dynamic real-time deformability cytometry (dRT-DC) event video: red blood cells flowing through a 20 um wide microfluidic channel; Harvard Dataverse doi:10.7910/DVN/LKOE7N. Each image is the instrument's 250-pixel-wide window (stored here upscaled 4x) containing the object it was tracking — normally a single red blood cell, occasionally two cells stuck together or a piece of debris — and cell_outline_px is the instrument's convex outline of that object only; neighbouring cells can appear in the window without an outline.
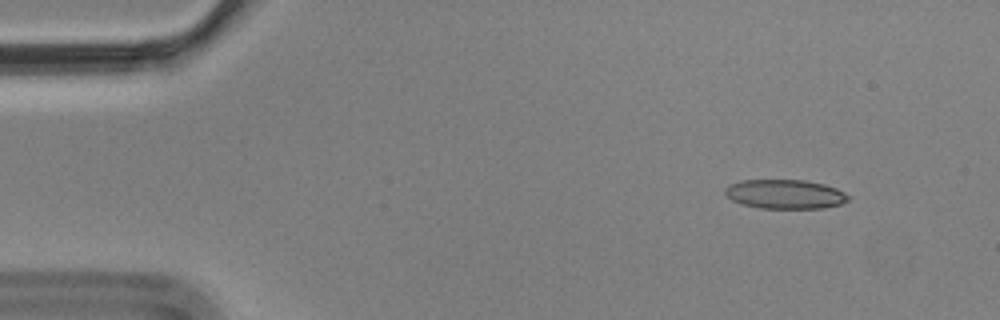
{"species": "Egyptian fruit bat (a non-hibernating species)", "species_latin": "Rousettus aegyptiacus", "temperature_condition": "cold", "stored_images_in_passage": 4, "camera_frame_rate_fps": 3000, "um_per_image_px": 0.085, "animal": {"sex": "male"}, "frame": {"image": 1, "passage_image": 2, "time_ms": 0.333, "image_size_px": [1000, 320], "cell_outline_px": [[852, 196], [848, 200], [840, 204], [824, 208], [760, 208], [740, 204], [732, 200], [724, 192], [724, 188], [740, 180], [804, 180], [824, 184], [836, 188]], "centroid_in_image_um": [66.74, 16.5], "position_along_channel_um": 18.3, "area_um2": 21.04}}
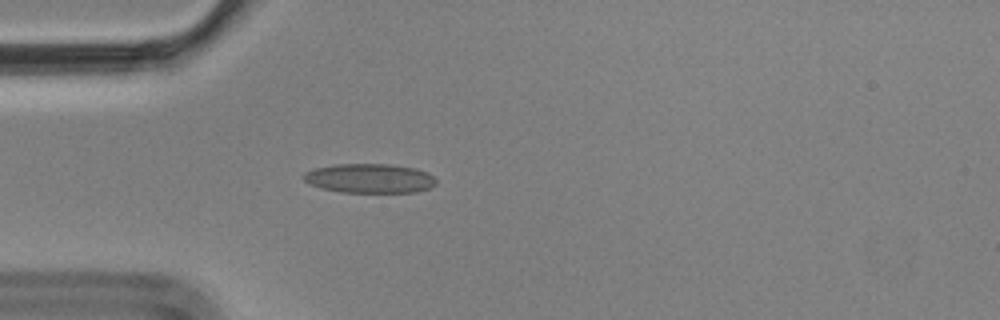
{"frame": {"image": 2, "passage_image": 4, "time_ms": 1.0, "image_size_px": [1000, 320], "cell_outline_px": [[436, 184], [428, 188], [416, 192], [340, 192], [324, 188], [312, 184], [304, 180], [304, 172], [312, 168], [332, 164], [392, 164], [416, 168], [428, 172], [436, 180]], "centroid_in_image_um": [31.43, 15.14], "position_along_channel_um": 53.6, "area_um2": 22.66}}